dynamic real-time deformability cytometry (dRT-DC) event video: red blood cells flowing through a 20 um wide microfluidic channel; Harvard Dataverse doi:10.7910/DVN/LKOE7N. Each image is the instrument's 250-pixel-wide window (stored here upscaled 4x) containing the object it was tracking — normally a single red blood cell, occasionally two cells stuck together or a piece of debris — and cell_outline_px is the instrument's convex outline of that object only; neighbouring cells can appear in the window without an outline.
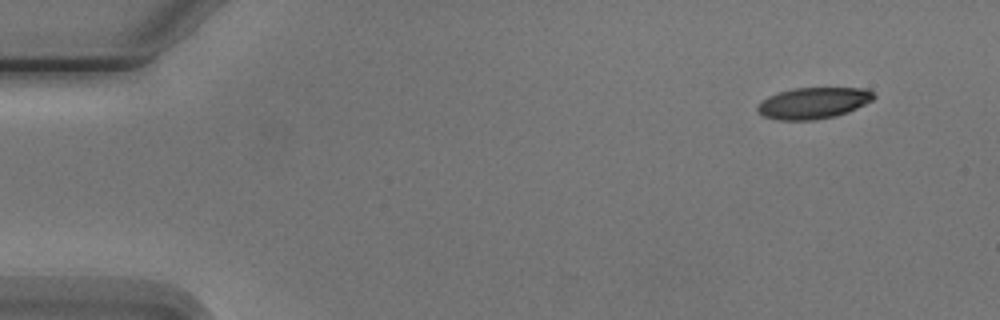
{"species": "Egyptian fruit bat (a non-hibernating species)", "species_latin": "Rousettus aegyptiacus", "temperature_condition": "cold", "stored_images_in_passage": 2, "camera_frame_rate_fps": 3000, "um_per_image_px": 0.085, "animal": {"sex": "male"}, "frame": {"image": 1, "passage_image": 2, "time_ms": 1.333, "image_size_px": [1000, 320], "cell_outline_px": [[876, 96], [872, 100], [848, 112], [836, 116], [816, 120], [776, 120], [764, 116], [756, 108], [768, 96], [776, 92], [792, 88], [868, 88]], "centroid_in_image_um": [69.14, 8.75], "position_along_channel_um": 15.9, "area_um2": 21.21}}